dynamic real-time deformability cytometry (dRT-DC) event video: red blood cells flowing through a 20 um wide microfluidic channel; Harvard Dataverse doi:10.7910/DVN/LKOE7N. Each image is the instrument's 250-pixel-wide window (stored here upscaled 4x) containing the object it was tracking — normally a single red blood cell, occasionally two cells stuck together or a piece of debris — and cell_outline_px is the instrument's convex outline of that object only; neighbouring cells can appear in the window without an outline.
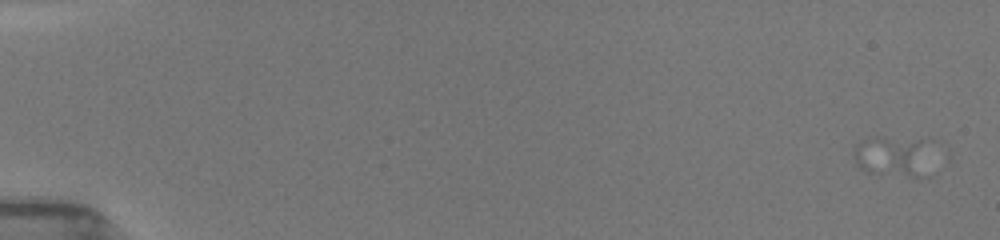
{"species": "common noctule bat (a hibernating species)", "species_latin": "Nyctalus noctula", "temperature_condition": "room temperature", "stored_images_in_passage": 11, "camera_frame_rate_fps": 3000, "um_per_image_px": 0.085, "animal": {"sex": "female", "body_mass_g": 19.5, "forearm_length_mm": 54.1}, "frame": {"image": 1, "passage_image": 1, "time_ms": 0.0, "image_size_px": [1000, 240], "cell_outline_px": [[932, 176], [908, 176], [868, 172], [860, 168], [856, 164], [856, 144], [864, 140], [880, 136], [928, 140]], "centroid_in_image_um": [76.04, 13.29], "position_along_channel_um": 9.0, "area_um2": 18.84}}